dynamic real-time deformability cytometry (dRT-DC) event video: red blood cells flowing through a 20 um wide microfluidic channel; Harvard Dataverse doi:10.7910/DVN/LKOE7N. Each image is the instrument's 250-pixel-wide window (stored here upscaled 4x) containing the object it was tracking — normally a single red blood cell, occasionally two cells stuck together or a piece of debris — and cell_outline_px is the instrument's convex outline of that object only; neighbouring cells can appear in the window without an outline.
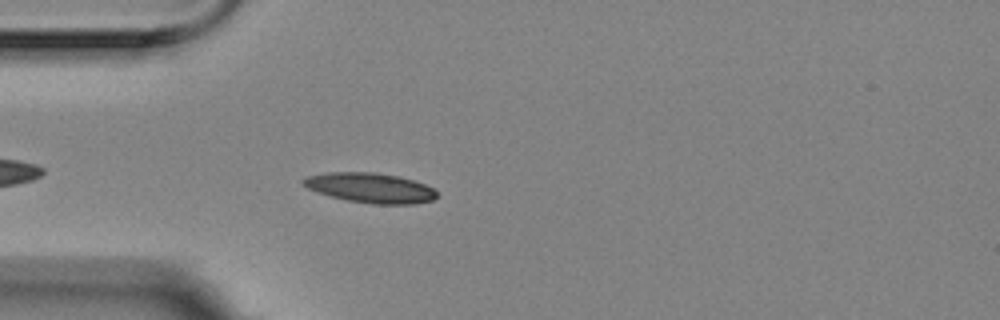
{"species": "Egyptian fruit bat (a non-hibernating species)", "species_latin": "Rousettus aegyptiacus", "temperature_condition": "room temperature", "stored_images_in_passage": 30, "camera_frame_rate_fps": 3000, "um_per_image_px": 0.085, "animal": {"sex": "female"}, "frame": {"image": 1, "passage_image": 5, "time_ms": 1.333, "image_size_px": [1000, 320], "cell_outline_px": [[436, 196], [432, 200], [416, 204], [372, 204], [348, 200], [316, 192], [300, 184], [300, 180], [304, 176], [328, 172], [372, 172], [400, 176], [424, 184], [432, 188], [436, 192]], "centroid_in_image_um": [31.42, 15.96], "position_along_channel_um": 53.6, "area_um2": 23.35}}
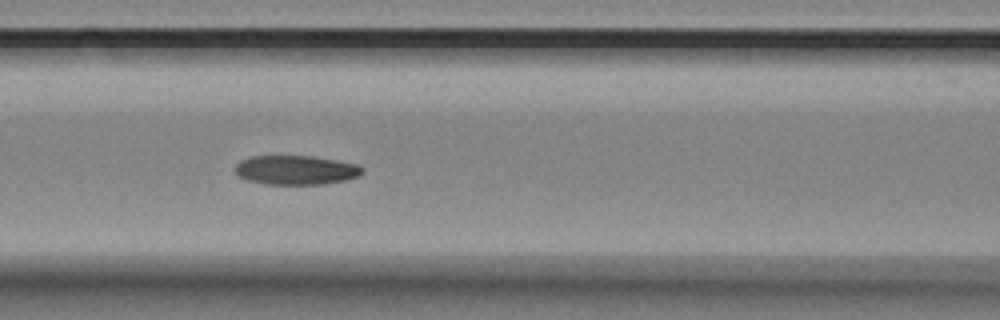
{"frame": {"image": 2, "passage_image": 13, "time_ms": 4.0, "image_size_px": [1000, 320], "cell_outline_px": [[364, 172], [360, 176], [344, 180], [324, 184], [268, 184], [244, 180], [236, 172], [236, 164], [240, 160], [252, 156], [312, 156], [336, 160], [356, 164], [364, 168]], "centroid_in_image_um": [25.16, 14.45], "position_along_channel_um": 141.4, "area_um2": 21.68}}
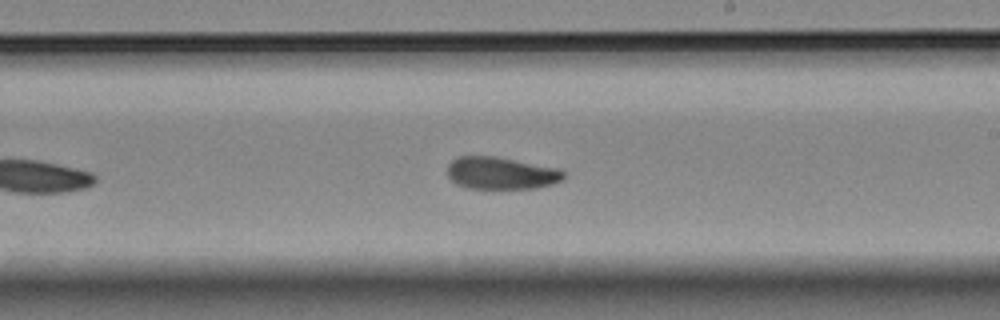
{"frame": {"image": 3, "passage_image": 22, "time_ms": 7.0, "image_size_px": [1000, 320], "cell_outline_px": [[564, 180], [552, 184], [536, 188], [468, 188], [456, 184], [448, 176], [448, 164], [456, 156], [496, 156], [560, 168], [564, 172]], "centroid_in_image_um": [42.61, 14.7], "position_along_channel_um": 246.4, "area_um2": 22.02}}